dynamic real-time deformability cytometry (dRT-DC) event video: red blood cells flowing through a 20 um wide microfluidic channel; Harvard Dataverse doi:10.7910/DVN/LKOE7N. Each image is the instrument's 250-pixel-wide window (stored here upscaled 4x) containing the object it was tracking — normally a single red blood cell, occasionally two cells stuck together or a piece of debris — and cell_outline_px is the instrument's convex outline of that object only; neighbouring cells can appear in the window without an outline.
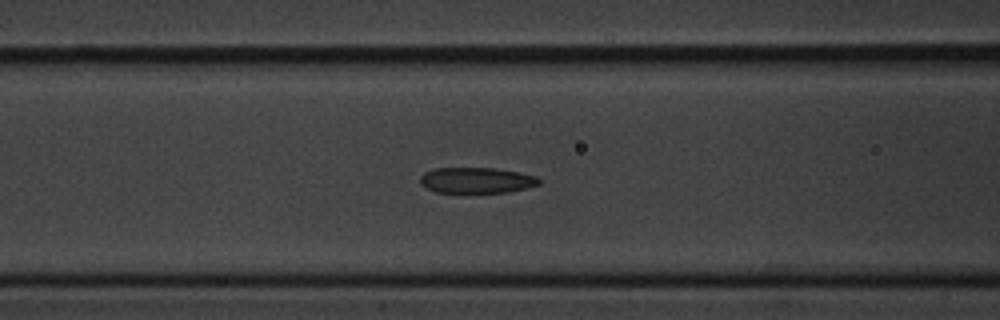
{"species": "common noctule bat (a hibernating species)", "species_latin": "Nyctalus noctula", "temperature_condition": "cold", "stored_images_in_passage": 50, "camera_frame_rate_fps": 3000, "um_per_image_px": 0.085, "animal": {"sex": "male", "body_mass_g": 20.1, "forearm_length_mm": 53.5}, "frame": {"image": 1, "passage_image": 17, "time_ms": 5.333, "image_size_px": [1000, 320], "cell_outline_px": [[540, 184], [528, 188], [508, 192], [436, 192], [424, 188], [420, 184], [420, 176], [424, 172], [432, 168], [492, 168], [516, 172], [536, 176], [540, 180]], "centroid_in_image_um": [40.46, 15.32], "position_along_channel_um": 126.1, "area_um2": 17.86}}
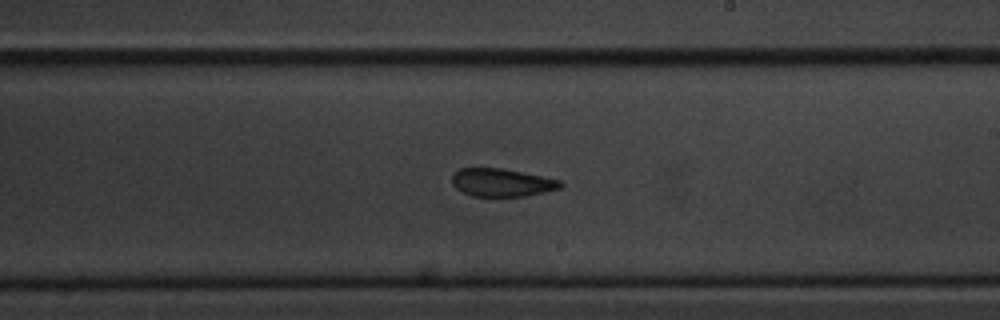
{"frame": {"image": 2, "passage_image": 27, "time_ms": 8.667, "image_size_px": [1000, 320], "cell_outline_px": [[564, 184], [560, 188], [544, 192], [524, 196], [472, 196], [456, 188], [452, 184], [452, 176], [460, 168], [500, 168], [560, 180]], "centroid_in_image_um": [42.64, 15.52], "position_along_channel_um": 246.4, "area_um2": 17.4}}
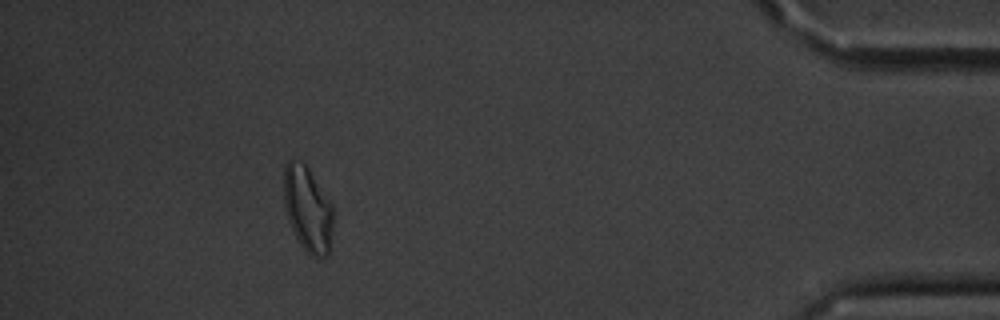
{"frame": {"image": 3, "passage_image": 45, "time_ms": 14.667, "image_size_px": [1000, 320], "cell_outline_px": [[332, 228], [328, 256], [312, 256], [300, 244], [288, 220], [284, 208], [284, 168], [288, 160], [292, 160], [304, 164], [308, 168], [332, 204]], "centroid_in_image_um": [26.14, 17.77], "position_along_channel_um": 409.1, "area_um2": 24.1}, "authors_computed_cell_mechanics": {"area_um2": 19.4208, "velocity_mm_per_s": 3.6134, "shape_relaxation_time_tau1_ms": 5.2819, "shape_relaxation_time_tau2_ms": 2.7783, "deformation_change_tau1": 0.1262, "deformation_change_tau2": 0.0973}}